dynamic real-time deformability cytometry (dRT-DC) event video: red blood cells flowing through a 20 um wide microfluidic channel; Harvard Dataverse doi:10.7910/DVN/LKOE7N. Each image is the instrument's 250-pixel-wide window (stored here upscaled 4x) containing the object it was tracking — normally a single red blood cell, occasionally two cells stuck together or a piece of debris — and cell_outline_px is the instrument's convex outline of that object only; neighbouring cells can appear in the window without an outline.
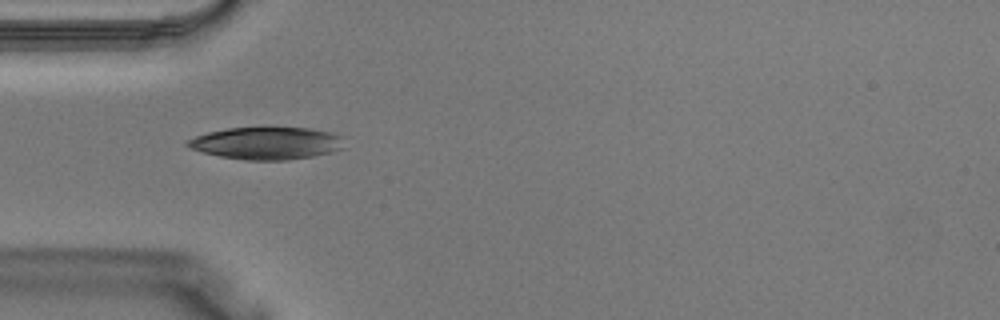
{"species": "Egyptian fruit bat (a non-hibernating species)", "species_latin": "Rousettus aegyptiacus", "temperature_condition": "warm", "stored_images_in_passage": 28, "camera_frame_rate_fps": 3000, "um_per_image_px": 0.085, "animal": {"sex": "male"}, "frame": {"image": 1, "passage_image": 1, "time_ms": 0.0, "image_size_px": [1000, 320], "cell_outline_px": [[344, 148], [332, 152], [312, 156], [288, 160], [244, 160], [220, 156], [204, 152], [192, 148], [184, 144], [188, 140], [196, 136], [208, 132], [228, 128], [312, 128], [332, 132], [344, 136]], "centroid_in_image_um": [22.73, 12.17], "position_along_channel_um": 62.3, "area_um2": 29.59}}
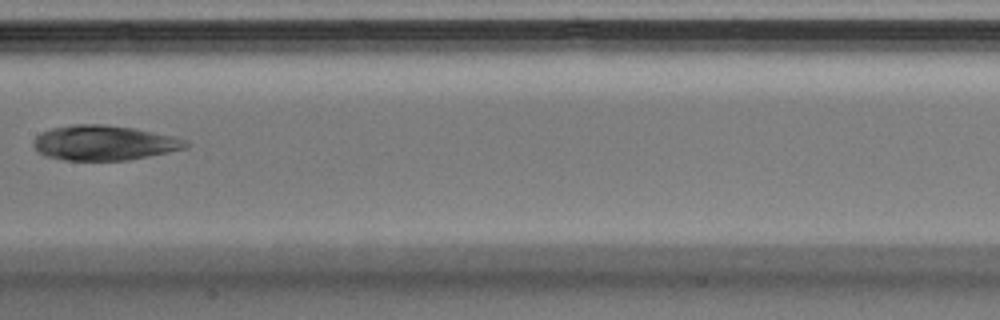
{"frame": {"image": 2, "passage_image": 9, "time_ms": 2.667, "image_size_px": [1000, 320], "cell_outline_px": [[192, 144], [188, 148], [128, 160], [64, 160], [48, 156], [40, 152], [32, 144], [32, 140], [40, 132], [52, 128], [72, 124], [104, 124], [136, 128], [172, 136], [188, 140]], "centroid_in_image_um": [8.88, 12.13], "position_along_channel_um": 198.5, "area_um2": 31.15}}
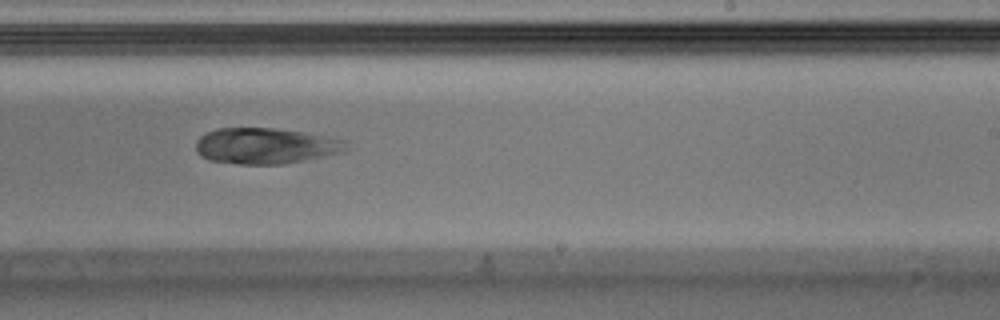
{"frame": {"image": 3, "passage_image": 13, "time_ms": 4.0, "image_size_px": [1000, 320], "cell_outline_px": [[348, 140], [344, 152], [284, 164], [240, 164], [208, 160], [200, 156], [196, 152], [196, 140], [200, 136], [216, 128], [272, 128], [304, 132]], "centroid_in_image_um": [22.56, 12.4], "position_along_channel_um": 266.4, "area_um2": 31.56}}